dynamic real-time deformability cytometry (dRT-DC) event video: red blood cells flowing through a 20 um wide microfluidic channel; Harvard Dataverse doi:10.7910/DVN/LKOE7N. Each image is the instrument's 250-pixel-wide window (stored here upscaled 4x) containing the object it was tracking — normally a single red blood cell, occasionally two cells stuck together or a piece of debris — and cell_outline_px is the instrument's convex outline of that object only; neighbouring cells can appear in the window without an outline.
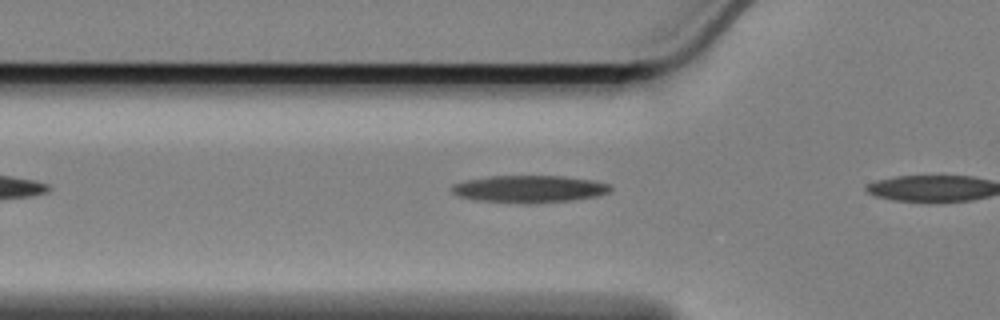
{"species": "Egyptian fruit bat (a non-hibernating species)", "species_latin": "Rousettus aegyptiacus", "temperature_condition": "cold", "stored_images_in_passage": 7, "camera_frame_rate_fps": 3000, "um_per_image_px": 0.085, "animal": {"sex": "female"}, "frame": {"image": 1, "passage_image": 6, "time_ms": 1.667, "image_size_px": [1000, 320], "cell_outline_px": [[612, 188], [608, 192], [592, 196], [568, 200], [476, 200], [460, 196], [452, 192], [452, 184], [464, 180], [488, 176], [564, 176], [592, 180], [612, 184]], "centroid_in_image_um": [44.97, 15.99], "position_along_channel_um": 80.8, "area_um2": 23.7}}